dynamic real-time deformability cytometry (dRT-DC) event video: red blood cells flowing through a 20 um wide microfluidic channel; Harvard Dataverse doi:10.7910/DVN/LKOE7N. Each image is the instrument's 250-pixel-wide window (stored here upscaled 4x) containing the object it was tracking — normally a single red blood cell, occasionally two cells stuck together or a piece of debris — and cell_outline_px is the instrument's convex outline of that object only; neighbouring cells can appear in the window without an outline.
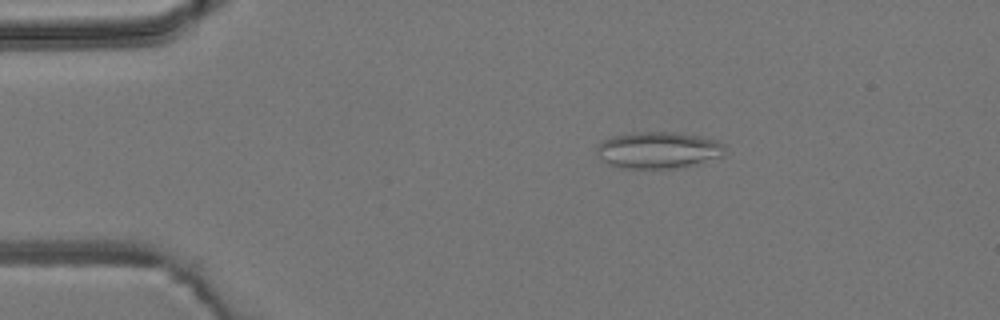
{"species": "common noctule bat (a hibernating species)", "species_latin": "Nyctalus noctula", "temperature_condition": "room temperature", "stored_images_in_passage": 3, "camera_frame_rate_fps": 3000, "um_per_image_px": 0.085, "animal": {"sex": "male", "body_mass_g": 19.2, "forearm_length_mm": 51.8}, "frame": {"image": 1, "passage_image": 1, "time_ms": 0.0, "image_size_px": [1000, 320], "cell_outline_px": [[724, 148], [720, 156], [696, 164], [676, 168], [620, 168], [604, 160], [596, 152], [596, 148], [604, 140], [612, 136], [640, 132], [672, 132], [700, 136], [716, 140], [724, 144]], "centroid_in_image_um": [55.95, 12.75], "position_along_channel_um": 29.0, "area_um2": 26.88}}
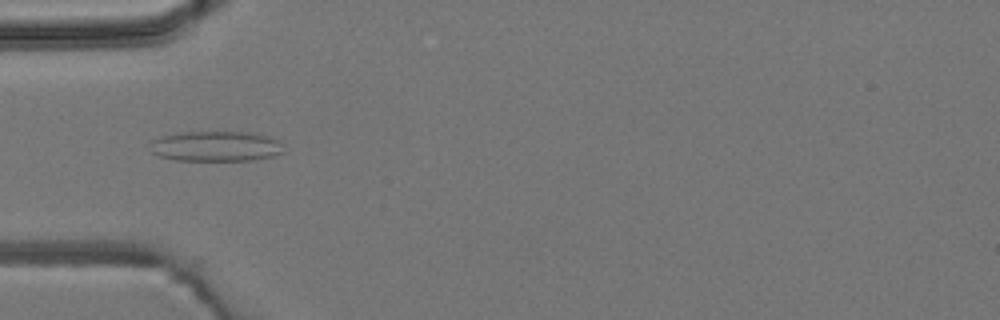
{"frame": {"image": 2, "passage_image": 3, "time_ms": 2.333, "image_size_px": [1000, 320], "cell_outline_px": [[284, 152], [272, 156], [252, 160], [176, 160], [160, 156], [152, 152], [152, 140], [160, 136], [184, 132], [256, 132], [272, 136], [280, 140]], "centroid_in_image_um": [18.42, 12.42], "position_along_channel_um": 66.6, "area_um2": 23.64}}